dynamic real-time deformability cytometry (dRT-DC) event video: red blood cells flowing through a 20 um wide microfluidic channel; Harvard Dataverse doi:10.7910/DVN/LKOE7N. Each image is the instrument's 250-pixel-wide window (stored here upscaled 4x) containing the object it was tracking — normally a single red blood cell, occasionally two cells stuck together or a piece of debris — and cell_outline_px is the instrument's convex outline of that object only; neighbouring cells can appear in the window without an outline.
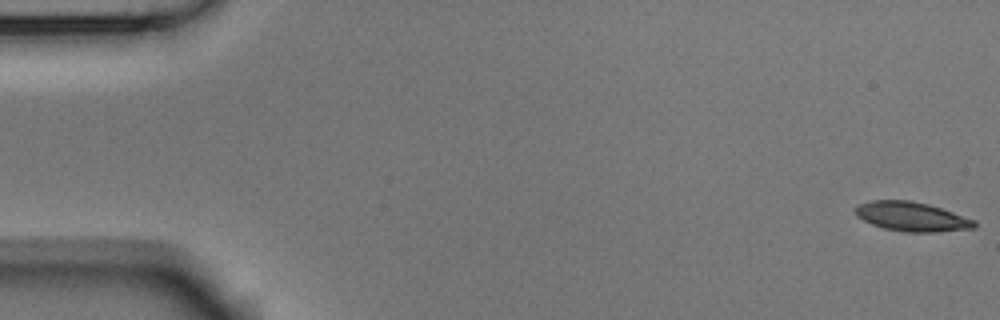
{"species": "Egyptian fruit bat (a non-hibernating species)", "species_latin": "Rousettus aegyptiacus", "temperature_condition": "room temperature", "stored_images_in_passage": 53, "camera_frame_rate_fps": 3000, "um_per_image_px": 0.085, "animal": {"sex": "male"}, "frame": {"image": 1, "passage_image": 1, "time_ms": 0.0, "image_size_px": [1000, 320], "cell_outline_px": [[976, 228], [936, 232], [904, 232], [884, 228], [872, 224], [856, 216], [856, 204], [872, 200], [908, 200], [928, 204], [976, 220]], "centroid_in_image_um": [77.5, 18.41], "position_along_channel_um": 7.5, "area_um2": 20.29}}
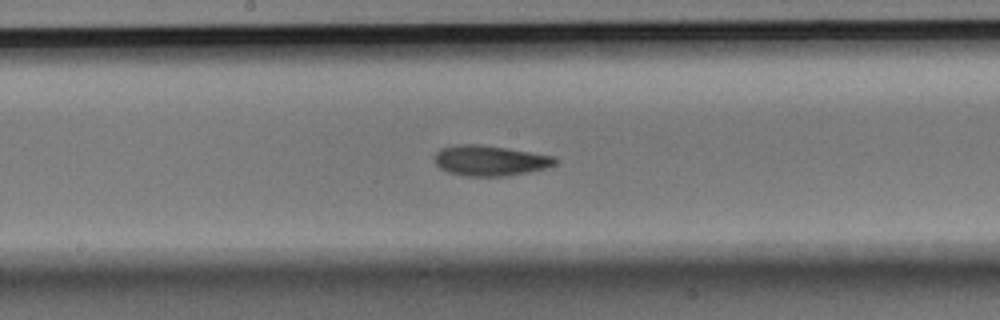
{"frame": {"image": 2, "passage_image": 28, "time_ms": 9.0, "image_size_px": [1000, 320], "cell_outline_px": [[556, 164], [548, 168], [508, 176], [464, 176], [448, 172], [440, 168], [436, 164], [432, 156], [440, 148], [456, 144], [480, 144], [508, 148], [552, 156], [556, 160]], "centroid_in_image_um": [41.6, 13.65], "position_along_channel_um": 206.6, "area_um2": 21.56}}
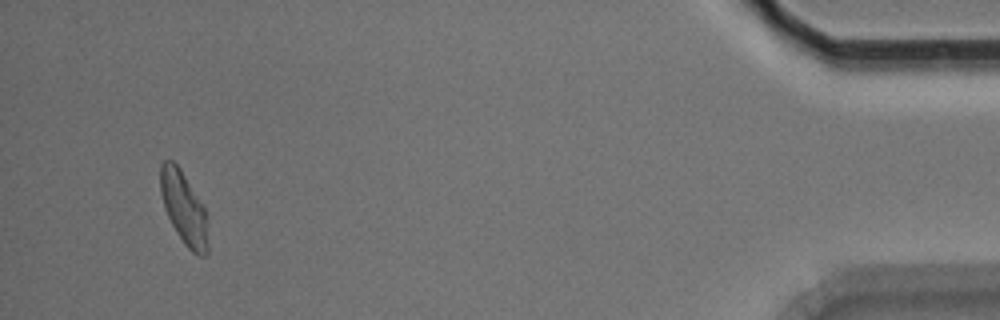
{"frame": {"image": 3, "passage_image": 51, "time_ms": 16.667, "image_size_px": [1000, 320], "cell_outline_px": [[208, 252], [204, 256], [200, 256], [192, 252], [184, 244], [176, 232], [164, 208], [160, 192], [160, 164], [164, 160], [172, 160], [180, 168], [204, 208], [208, 216]], "centroid_in_image_um": [15.64, 17.71], "position_along_channel_um": 419.6, "area_um2": 20.23}, "authors_computed_cell_mechanics": {"area_um2": 20.4612, "velocity_mm_per_s": 3.7594, "shape_relaxation_time_tau1_ms": 3.2827, "shape_relaxation_time_tau2_ms": 2.4362, "deformation_change_tau1": 0.1398, "deformation_change_tau2": 0.0907}}